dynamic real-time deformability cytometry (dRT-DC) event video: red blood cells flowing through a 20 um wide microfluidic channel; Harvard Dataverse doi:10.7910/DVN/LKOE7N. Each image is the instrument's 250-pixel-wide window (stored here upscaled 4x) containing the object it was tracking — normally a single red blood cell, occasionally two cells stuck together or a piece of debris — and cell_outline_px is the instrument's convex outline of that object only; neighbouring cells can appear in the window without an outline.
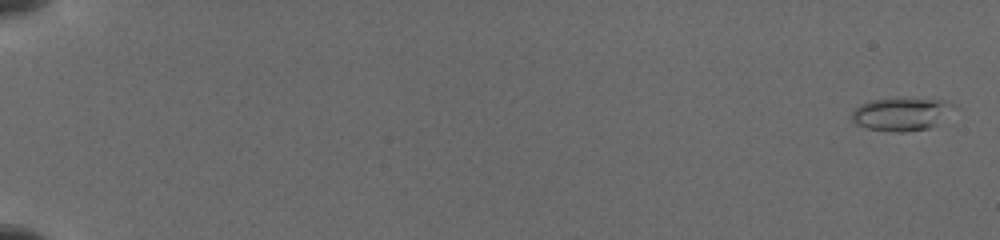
{"species": "common noctule bat (a hibernating species)", "species_latin": "Nyctalus noctula", "temperature_condition": "cold", "stored_images_in_passage": 50, "camera_frame_rate_fps": 3000, "um_per_image_px": 0.085, "animal": {"sex": "female", "body_mass_g": 19.5, "forearm_length_mm": 54.1}, "frame": {"image": 1, "passage_image": 3, "time_ms": 0.333, "image_size_px": [1000, 240], "cell_outline_px": [[940, 104], [932, 124], [928, 128], [900, 132], [868, 128], [856, 124], [852, 120], [852, 112], [860, 104], [872, 100], [900, 96], [940, 100]], "centroid_in_image_um": [76.22, 9.67], "position_along_channel_um": 8.8, "area_um2": 17.8}}
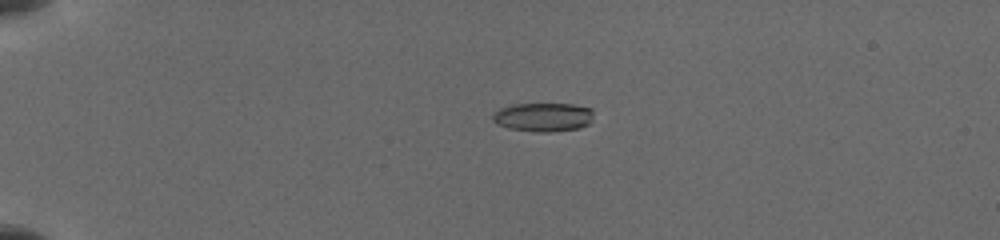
{"frame": {"image": 2, "passage_image": 37, "time_ms": 4.667, "image_size_px": [1000, 240], "cell_outline_px": [[592, 116], [588, 124], [580, 128], [548, 132], [536, 132], [508, 128], [496, 124], [492, 120], [492, 116], [500, 108], [512, 104], [572, 104], [592, 108]], "centroid_in_image_um": [46.15, 9.95], "position_along_channel_um": 38.8, "area_um2": 16.94}}